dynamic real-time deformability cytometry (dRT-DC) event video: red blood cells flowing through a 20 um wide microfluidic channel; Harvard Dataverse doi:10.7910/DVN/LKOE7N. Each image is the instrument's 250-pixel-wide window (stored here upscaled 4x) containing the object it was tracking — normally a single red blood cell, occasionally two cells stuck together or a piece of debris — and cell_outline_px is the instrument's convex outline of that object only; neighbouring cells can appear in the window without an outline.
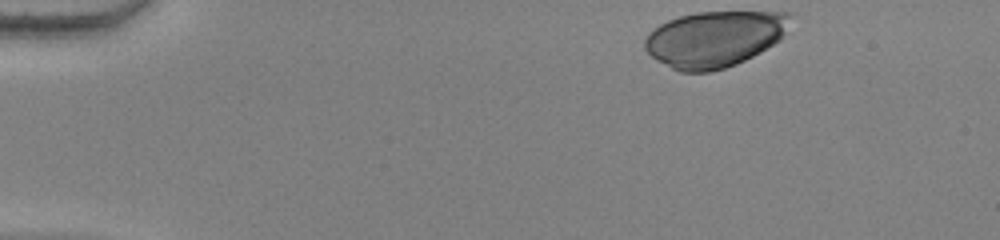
{"species": "human", "species_latin": "Homo sapiens", "temperature_condition": "warm", "stored_images_in_passage": 43, "camera_frame_rate_fps": 3000, "um_per_image_px": 0.085, "donor": {"sex": "female"}, "frame": {"image": 1, "passage_image": 1, "time_ms": 0.0, "image_size_px": [1000, 240], "cell_outline_px": [[792, 16], [784, 36], [760, 52], [736, 64], [712, 72], [680, 72], [656, 60], [644, 48], [644, 40], [648, 32], [660, 24], [668, 20], [680, 16], [696, 12], [792, 12]], "centroid_in_image_um": [60.72, 3.3], "position_along_channel_um": 24.3, "area_um2": 47.51}}
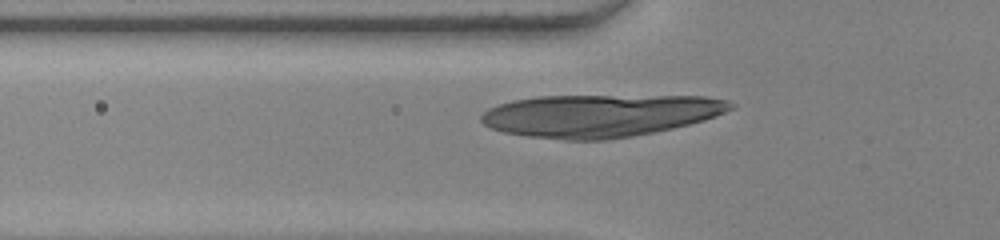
{"frame": {"image": 2, "passage_image": 13, "time_ms": 4.0, "image_size_px": [1000, 240], "cell_outline_px": [[736, 108], [716, 116], [704, 120], [672, 128], [632, 136], [604, 140], [564, 140], [528, 136], [504, 132], [492, 128], [484, 124], [480, 120], [480, 116], [488, 108], [512, 100], [536, 96], [704, 96], [728, 100], [736, 104]], "centroid_in_image_um": [51.02, 9.81], "position_along_channel_um": 74.8, "area_um2": 61.9}}
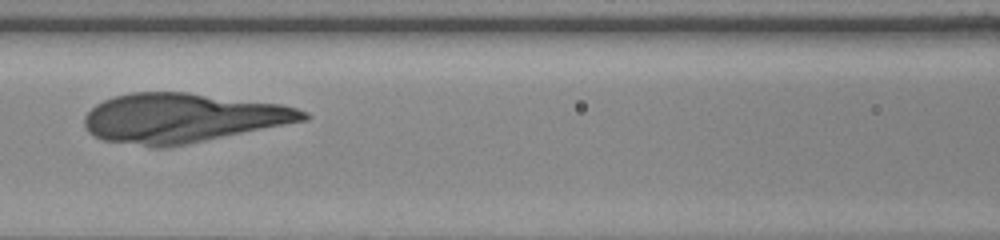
{"frame": {"image": 3, "passage_image": 19, "time_ms": 6.0, "image_size_px": [1000, 240], "cell_outline_px": [[312, 116], [308, 120], [168, 148], [152, 148], [100, 140], [88, 132], [84, 124], [84, 116], [96, 104], [112, 96], [132, 92], [188, 92], [280, 104], [296, 108], [308, 112]], "centroid_in_image_um": [15.49, 10.04], "position_along_channel_um": 151.1, "area_um2": 63.52}}